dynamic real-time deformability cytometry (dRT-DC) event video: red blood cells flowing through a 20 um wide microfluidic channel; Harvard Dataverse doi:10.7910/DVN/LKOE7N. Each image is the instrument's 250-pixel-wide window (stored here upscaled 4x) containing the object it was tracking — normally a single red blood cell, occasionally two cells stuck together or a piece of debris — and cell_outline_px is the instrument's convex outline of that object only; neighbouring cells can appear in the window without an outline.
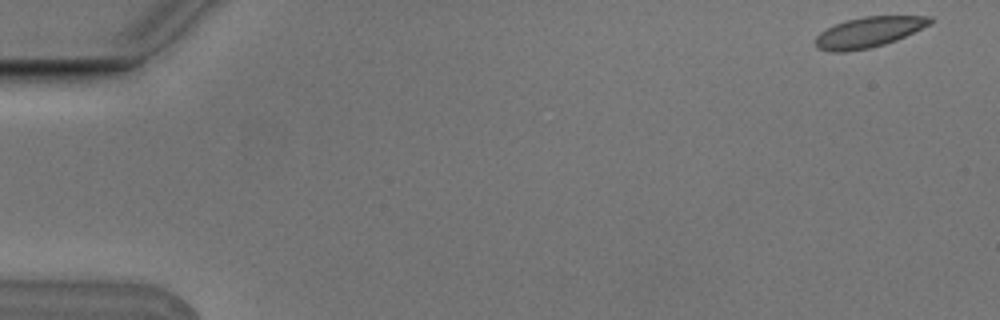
{"species": "Egyptian fruit bat (a non-hibernating species)", "species_latin": "Rousettus aegyptiacus", "temperature_condition": "cold", "stored_images_in_passage": 3, "camera_frame_rate_fps": 3000, "um_per_image_px": 0.085, "animal": {"sex": "male"}, "frame": {"image": 1, "passage_image": 1, "time_ms": 0.0, "image_size_px": [1000, 320], "cell_outline_px": [[932, 20], [928, 24], [896, 40], [884, 44], [868, 48], [844, 52], [832, 52], [816, 48], [816, 36], [820, 32], [844, 20], [864, 16], [932, 16]], "centroid_in_image_um": [73.78, 2.73], "position_along_channel_um": 11.2, "area_um2": 20.0}}